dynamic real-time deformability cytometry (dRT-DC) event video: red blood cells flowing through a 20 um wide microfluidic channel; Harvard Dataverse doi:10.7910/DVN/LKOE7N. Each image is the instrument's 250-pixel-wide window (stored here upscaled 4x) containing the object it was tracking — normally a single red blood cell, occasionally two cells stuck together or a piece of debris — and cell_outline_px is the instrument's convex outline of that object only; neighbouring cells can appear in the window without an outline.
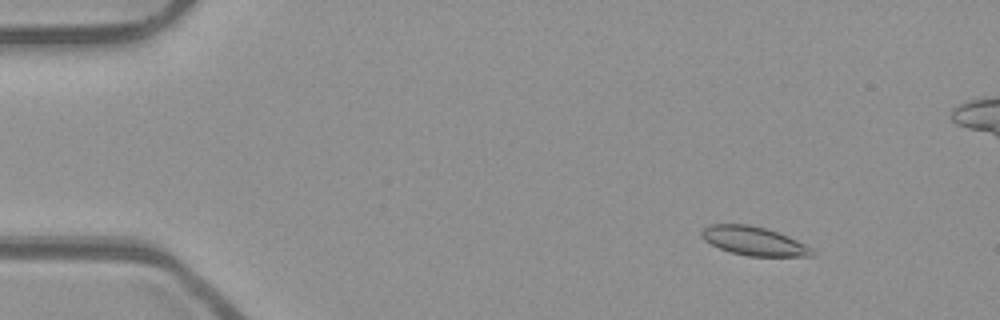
{"species": "common noctule bat (a hibernating species)", "species_latin": "Nyctalus noctula", "temperature_condition": "room temperature", "stored_images_in_passage": 51, "camera_frame_rate_fps": 3000, "um_per_image_px": 0.085, "animal": {"sex": "male", "body_mass_g": 23.1, "forearm_length_mm": 52.7}, "frame": {"image": 1, "passage_image": 4, "time_ms": 1.0, "image_size_px": [1000, 320], "cell_outline_px": [[816, 256], [748, 256], [732, 252], [720, 248], [704, 240], [700, 236], [700, 232], [708, 224], [748, 224], [764, 228], [788, 236], [812, 248], [816, 252]], "centroid_in_image_um": [64.08, 20.48], "position_along_channel_um": 20.9, "area_um2": 18.44}}
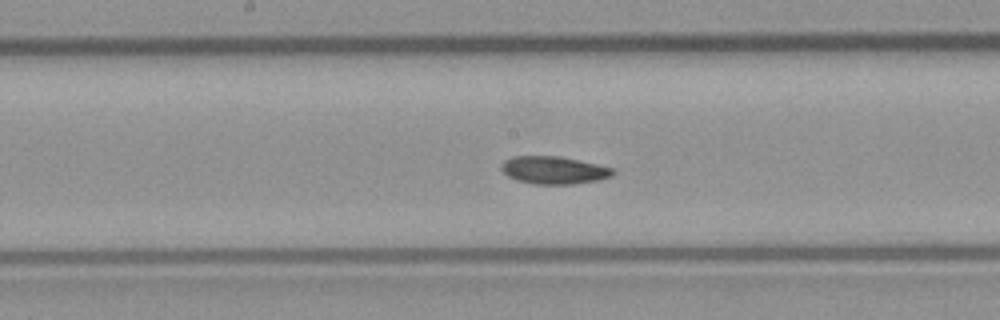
{"frame": {"image": 2, "passage_image": 25, "time_ms": 8.0, "image_size_px": [1000, 320], "cell_outline_px": [[616, 172], [612, 176], [600, 180], [572, 184], [532, 184], [516, 180], [508, 176], [500, 168], [500, 164], [504, 160], [512, 156], [560, 156], [616, 168]], "centroid_in_image_um": [47.09, 14.46], "position_along_channel_um": 201.1, "area_um2": 18.26}}
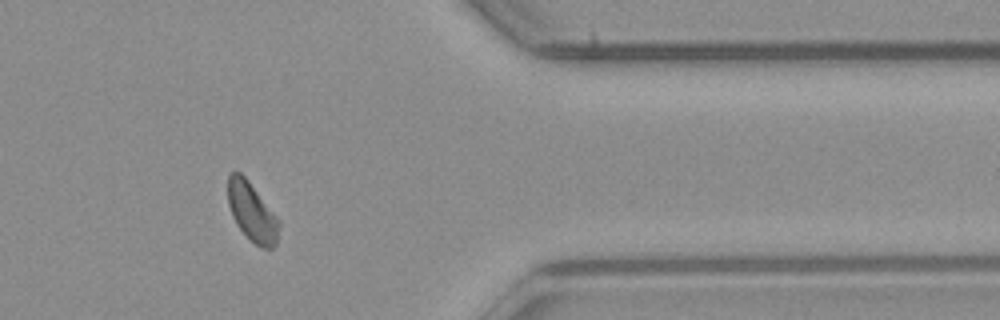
{"frame": {"image": 3, "passage_image": 41, "time_ms": 13.333, "image_size_px": [1000, 320], "cell_outline_px": [[280, 224], [276, 244], [272, 248], [264, 248], [256, 244], [236, 224], [232, 216], [228, 204], [228, 172], [240, 172], [248, 180], [280, 220]], "centroid_in_image_um": [21.42, 17.99], "position_along_channel_um": 390.0, "area_um2": 17.34}, "authors_computed_cell_mechanics": {"area_um2": 18.2648, "velocity_mm_per_s": 3.9259, "shape_relaxation_time_tau1_ms": 4.7922, "shape_relaxation_time_tau2_ms": 3.0743, "deformation_change_tau1": 0.0964, "deformation_change_tau2": 0.0614}}